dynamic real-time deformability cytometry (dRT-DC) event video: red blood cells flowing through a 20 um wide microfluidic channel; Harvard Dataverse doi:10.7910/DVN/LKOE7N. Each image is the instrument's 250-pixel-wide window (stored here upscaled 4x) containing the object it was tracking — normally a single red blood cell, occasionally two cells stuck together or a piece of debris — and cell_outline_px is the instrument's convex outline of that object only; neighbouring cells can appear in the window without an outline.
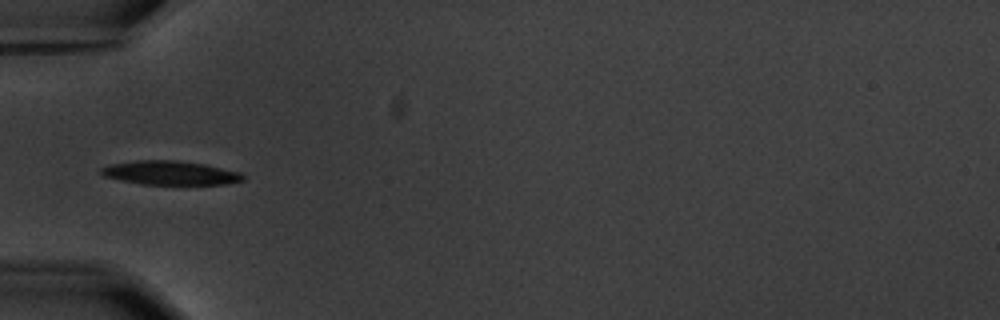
{"species": "common noctule bat (a hibernating species)", "species_latin": "Nyctalus noctula", "temperature_condition": "warm", "stored_images_in_passage": 10, "camera_frame_rate_fps": 3000, "um_per_image_px": 0.085, "animal": {"sex": "male", "body_mass_g": 20.1, "forearm_length_mm": 53.5}, "frame": {"image": 1, "passage_image": 6, "time_ms": 6.667, "image_size_px": [1000, 320], "cell_outline_px": [[244, 180], [224, 184], [140, 184], [104, 176], [100, 172], [100, 168], [112, 164], [136, 160], [176, 160], [204, 164], [240, 172], [244, 176]], "centroid_in_image_um": [14.47, 14.69], "position_along_channel_um": 70.5, "area_um2": 19.59}}
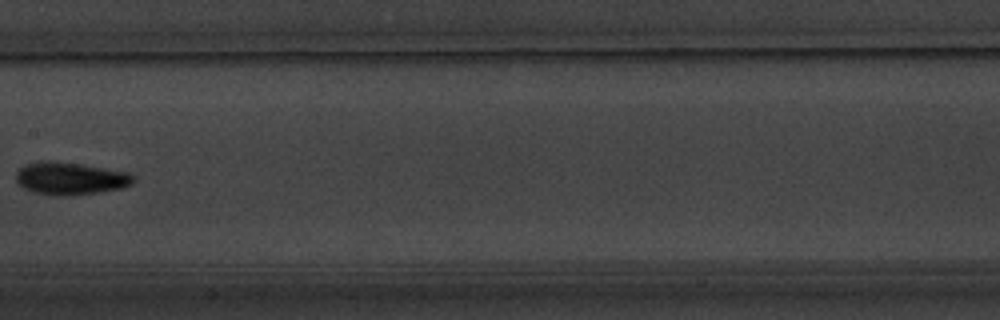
{"frame": {"image": 2, "passage_image": 9, "time_ms": 10.333, "image_size_px": [1000, 320], "cell_outline_px": [[136, 180], [132, 184], [120, 188], [100, 192], [72, 196], [56, 196], [32, 192], [16, 184], [16, 172], [24, 164], [40, 160], [48, 160], [80, 164], [128, 172], [136, 176]], "centroid_in_image_um": [5.95, 15.17], "position_along_channel_um": 201.5, "area_um2": 22.66}}
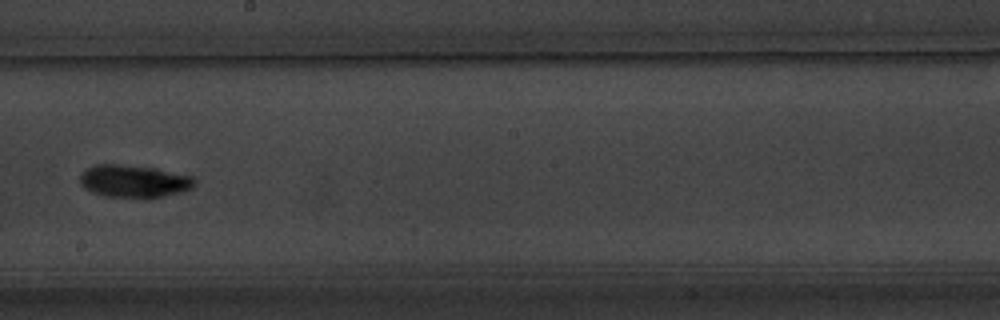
{"frame": {"image": 3, "passage_image": 10, "time_ms": 11.333, "image_size_px": [1000, 320], "cell_outline_px": [[196, 184], [192, 188], [184, 192], [144, 200], [104, 196], [92, 192], [84, 188], [80, 184], [80, 172], [84, 168], [96, 164], [120, 164], [152, 168], [192, 176], [196, 180]], "centroid_in_image_um": [11.36, 15.43], "position_along_channel_um": 236.8, "area_um2": 22.43}}